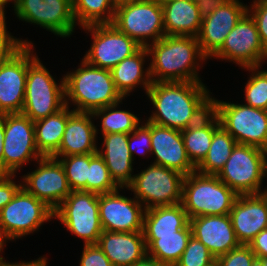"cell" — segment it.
I'll use <instances>...</instances> for the list:
<instances>
[{
    "instance_id": "836d02e7",
    "label": "cell",
    "mask_w": 267,
    "mask_h": 266,
    "mask_svg": "<svg viewBox=\"0 0 267 266\" xmlns=\"http://www.w3.org/2000/svg\"><path fill=\"white\" fill-rule=\"evenodd\" d=\"M120 103L117 102L92 112L93 118H101L102 135L114 133L130 134L140 124L139 118L132 112L116 109L119 108Z\"/></svg>"
},
{
    "instance_id": "680465c9",
    "label": "cell",
    "mask_w": 267,
    "mask_h": 266,
    "mask_svg": "<svg viewBox=\"0 0 267 266\" xmlns=\"http://www.w3.org/2000/svg\"><path fill=\"white\" fill-rule=\"evenodd\" d=\"M265 177H267V151H266V168H265Z\"/></svg>"
},
{
    "instance_id": "91938a15",
    "label": "cell",
    "mask_w": 267,
    "mask_h": 266,
    "mask_svg": "<svg viewBox=\"0 0 267 266\" xmlns=\"http://www.w3.org/2000/svg\"><path fill=\"white\" fill-rule=\"evenodd\" d=\"M160 1H174V0H160ZM186 1H192V2H195V0H186Z\"/></svg>"
},
{
    "instance_id": "3957f363",
    "label": "cell",
    "mask_w": 267,
    "mask_h": 266,
    "mask_svg": "<svg viewBox=\"0 0 267 266\" xmlns=\"http://www.w3.org/2000/svg\"><path fill=\"white\" fill-rule=\"evenodd\" d=\"M64 81L65 104H74L75 112L92 113L125 99L115 87L111 70L91 66L83 59L76 70L64 75Z\"/></svg>"
},
{
    "instance_id": "8992f818",
    "label": "cell",
    "mask_w": 267,
    "mask_h": 266,
    "mask_svg": "<svg viewBox=\"0 0 267 266\" xmlns=\"http://www.w3.org/2000/svg\"><path fill=\"white\" fill-rule=\"evenodd\" d=\"M211 110L220 125L236 143L252 145L267 151V110L246 104L211 100Z\"/></svg>"
},
{
    "instance_id": "60d3db41",
    "label": "cell",
    "mask_w": 267,
    "mask_h": 266,
    "mask_svg": "<svg viewBox=\"0 0 267 266\" xmlns=\"http://www.w3.org/2000/svg\"><path fill=\"white\" fill-rule=\"evenodd\" d=\"M247 12L254 19L262 44L267 51V0H253Z\"/></svg>"
},
{
    "instance_id": "6da1fadb",
    "label": "cell",
    "mask_w": 267,
    "mask_h": 266,
    "mask_svg": "<svg viewBox=\"0 0 267 266\" xmlns=\"http://www.w3.org/2000/svg\"><path fill=\"white\" fill-rule=\"evenodd\" d=\"M202 82H152L147 97L155 108L147 121L182 131L211 111L212 96Z\"/></svg>"
},
{
    "instance_id": "db71d44e",
    "label": "cell",
    "mask_w": 267,
    "mask_h": 266,
    "mask_svg": "<svg viewBox=\"0 0 267 266\" xmlns=\"http://www.w3.org/2000/svg\"><path fill=\"white\" fill-rule=\"evenodd\" d=\"M5 11L2 7H0V22H2L6 17H5Z\"/></svg>"
},
{
    "instance_id": "30bf717a",
    "label": "cell",
    "mask_w": 267,
    "mask_h": 266,
    "mask_svg": "<svg viewBox=\"0 0 267 266\" xmlns=\"http://www.w3.org/2000/svg\"><path fill=\"white\" fill-rule=\"evenodd\" d=\"M112 24L142 47L165 36L160 0L118 3Z\"/></svg>"
},
{
    "instance_id": "8fae6325",
    "label": "cell",
    "mask_w": 267,
    "mask_h": 266,
    "mask_svg": "<svg viewBox=\"0 0 267 266\" xmlns=\"http://www.w3.org/2000/svg\"><path fill=\"white\" fill-rule=\"evenodd\" d=\"M53 215L68 231L84 240L83 245L98 243L103 228L97 193L72 191L53 211Z\"/></svg>"
},
{
    "instance_id": "cb8c5ba5",
    "label": "cell",
    "mask_w": 267,
    "mask_h": 266,
    "mask_svg": "<svg viewBox=\"0 0 267 266\" xmlns=\"http://www.w3.org/2000/svg\"><path fill=\"white\" fill-rule=\"evenodd\" d=\"M97 244L114 266H132L147 255L143 232L103 231Z\"/></svg>"
},
{
    "instance_id": "e0dca14e",
    "label": "cell",
    "mask_w": 267,
    "mask_h": 266,
    "mask_svg": "<svg viewBox=\"0 0 267 266\" xmlns=\"http://www.w3.org/2000/svg\"><path fill=\"white\" fill-rule=\"evenodd\" d=\"M33 45H24L0 65V114L21 113L28 65L37 57Z\"/></svg>"
},
{
    "instance_id": "277c9868",
    "label": "cell",
    "mask_w": 267,
    "mask_h": 266,
    "mask_svg": "<svg viewBox=\"0 0 267 266\" xmlns=\"http://www.w3.org/2000/svg\"><path fill=\"white\" fill-rule=\"evenodd\" d=\"M238 195L216 175L198 172L185 176L182 202L189 219L196 216L228 215Z\"/></svg>"
},
{
    "instance_id": "f907efd6",
    "label": "cell",
    "mask_w": 267,
    "mask_h": 266,
    "mask_svg": "<svg viewBox=\"0 0 267 266\" xmlns=\"http://www.w3.org/2000/svg\"><path fill=\"white\" fill-rule=\"evenodd\" d=\"M141 1H148V0H117V3H135Z\"/></svg>"
},
{
    "instance_id": "52a82bcc",
    "label": "cell",
    "mask_w": 267,
    "mask_h": 266,
    "mask_svg": "<svg viewBox=\"0 0 267 266\" xmlns=\"http://www.w3.org/2000/svg\"><path fill=\"white\" fill-rule=\"evenodd\" d=\"M184 178L178 171L151 163L133 176L126 189L134 192L145 209L173 206L182 202Z\"/></svg>"
},
{
    "instance_id": "1f68e13d",
    "label": "cell",
    "mask_w": 267,
    "mask_h": 266,
    "mask_svg": "<svg viewBox=\"0 0 267 266\" xmlns=\"http://www.w3.org/2000/svg\"><path fill=\"white\" fill-rule=\"evenodd\" d=\"M235 139L221 125L214 131L210 148L196 172L204 175H217L232 154Z\"/></svg>"
},
{
    "instance_id": "ffe728a7",
    "label": "cell",
    "mask_w": 267,
    "mask_h": 266,
    "mask_svg": "<svg viewBox=\"0 0 267 266\" xmlns=\"http://www.w3.org/2000/svg\"><path fill=\"white\" fill-rule=\"evenodd\" d=\"M151 146L156 165L180 172L184 176L196 171L184 147L181 131L151 122Z\"/></svg>"
},
{
    "instance_id": "f546056e",
    "label": "cell",
    "mask_w": 267,
    "mask_h": 266,
    "mask_svg": "<svg viewBox=\"0 0 267 266\" xmlns=\"http://www.w3.org/2000/svg\"><path fill=\"white\" fill-rule=\"evenodd\" d=\"M73 112L65 106L57 113L34 122L37 150L43 157L52 156L59 149L68 117Z\"/></svg>"
},
{
    "instance_id": "f35d334b",
    "label": "cell",
    "mask_w": 267,
    "mask_h": 266,
    "mask_svg": "<svg viewBox=\"0 0 267 266\" xmlns=\"http://www.w3.org/2000/svg\"><path fill=\"white\" fill-rule=\"evenodd\" d=\"M136 145V146H135ZM141 146V147H140ZM128 149L132 154L133 160L134 154L143 155L151 153V122L146 121L145 124H139L135 130L128 135Z\"/></svg>"
},
{
    "instance_id": "8d00e7d4",
    "label": "cell",
    "mask_w": 267,
    "mask_h": 266,
    "mask_svg": "<svg viewBox=\"0 0 267 266\" xmlns=\"http://www.w3.org/2000/svg\"><path fill=\"white\" fill-rule=\"evenodd\" d=\"M252 72L245 85V103L248 106L267 110V74L260 67H246Z\"/></svg>"
},
{
    "instance_id": "9c48e42d",
    "label": "cell",
    "mask_w": 267,
    "mask_h": 266,
    "mask_svg": "<svg viewBox=\"0 0 267 266\" xmlns=\"http://www.w3.org/2000/svg\"><path fill=\"white\" fill-rule=\"evenodd\" d=\"M265 168L266 150L236 143L216 176L237 195L260 194L263 179L266 178Z\"/></svg>"
},
{
    "instance_id": "f5cc1de1",
    "label": "cell",
    "mask_w": 267,
    "mask_h": 266,
    "mask_svg": "<svg viewBox=\"0 0 267 266\" xmlns=\"http://www.w3.org/2000/svg\"><path fill=\"white\" fill-rule=\"evenodd\" d=\"M3 246H5V244L2 241H0V253H1V251H3L2 249H4ZM1 256L2 255L0 254V265L5 260V258L4 257H1Z\"/></svg>"
},
{
    "instance_id": "f6af8a7d",
    "label": "cell",
    "mask_w": 267,
    "mask_h": 266,
    "mask_svg": "<svg viewBox=\"0 0 267 266\" xmlns=\"http://www.w3.org/2000/svg\"><path fill=\"white\" fill-rule=\"evenodd\" d=\"M249 246L256 258H267V229L258 233Z\"/></svg>"
},
{
    "instance_id": "7a4b0ae2",
    "label": "cell",
    "mask_w": 267,
    "mask_h": 266,
    "mask_svg": "<svg viewBox=\"0 0 267 266\" xmlns=\"http://www.w3.org/2000/svg\"><path fill=\"white\" fill-rule=\"evenodd\" d=\"M147 49L152 58L149 59L152 82H202L198 68L208 58L202 53L197 37L165 35Z\"/></svg>"
},
{
    "instance_id": "11a10c76",
    "label": "cell",
    "mask_w": 267,
    "mask_h": 266,
    "mask_svg": "<svg viewBox=\"0 0 267 266\" xmlns=\"http://www.w3.org/2000/svg\"><path fill=\"white\" fill-rule=\"evenodd\" d=\"M266 188V189H265ZM264 189L262 188V191H261V195L265 198V200L267 201V187H265Z\"/></svg>"
},
{
    "instance_id": "83f0119b",
    "label": "cell",
    "mask_w": 267,
    "mask_h": 266,
    "mask_svg": "<svg viewBox=\"0 0 267 266\" xmlns=\"http://www.w3.org/2000/svg\"><path fill=\"white\" fill-rule=\"evenodd\" d=\"M190 223V219L183 205L154 207L146 209L144 213V236L177 235Z\"/></svg>"
},
{
    "instance_id": "6f0895ef",
    "label": "cell",
    "mask_w": 267,
    "mask_h": 266,
    "mask_svg": "<svg viewBox=\"0 0 267 266\" xmlns=\"http://www.w3.org/2000/svg\"><path fill=\"white\" fill-rule=\"evenodd\" d=\"M262 263H263V266H267V258H259Z\"/></svg>"
},
{
    "instance_id": "d590c367",
    "label": "cell",
    "mask_w": 267,
    "mask_h": 266,
    "mask_svg": "<svg viewBox=\"0 0 267 266\" xmlns=\"http://www.w3.org/2000/svg\"><path fill=\"white\" fill-rule=\"evenodd\" d=\"M62 164L72 191H87L89 154L53 157Z\"/></svg>"
},
{
    "instance_id": "5bb4252c",
    "label": "cell",
    "mask_w": 267,
    "mask_h": 266,
    "mask_svg": "<svg viewBox=\"0 0 267 266\" xmlns=\"http://www.w3.org/2000/svg\"><path fill=\"white\" fill-rule=\"evenodd\" d=\"M236 63L241 68L262 67L267 51L261 42L256 23L246 12L226 36L222 47L212 56Z\"/></svg>"
},
{
    "instance_id": "d6986e66",
    "label": "cell",
    "mask_w": 267,
    "mask_h": 266,
    "mask_svg": "<svg viewBox=\"0 0 267 266\" xmlns=\"http://www.w3.org/2000/svg\"><path fill=\"white\" fill-rule=\"evenodd\" d=\"M229 0L202 19L197 40L202 53L209 59L222 47L226 36L247 12V4Z\"/></svg>"
},
{
    "instance_id": "b9f144b4",
    "label": "cell",
    "mask_w": 267,
    "mask_h": 266,
    "mask_svg": "<svg viewBox=\"0 0 267 266\" xmlns=\"http://www.w3.org/2000/svg\"><path fill=\"white\" fill-rule=\"evenodd\" d=\"M6 18L0 22V56H13L24 45H33L31 41L20 40L8 33Z\"/></svg>"
},
{
    "instance_id": "816d5d0a",
    "label": "cell",
    "mask_w": 267,
    "mask_h": 266,
    "mask_svg": "<svg viewBox=\"0 0 267 266\" xmlns=\"http://www.w3.org/2000/svg\"><path fill=\"white\" fill-rule=\"evenodd\" d=\"M251 266H263V263L259 258H255Z\"/></svg>"
},
{
    "instance_id": "603a6c76",
    "label": "cell",
    "mask_w": 267,
    "mask_h": 266,
    "mask_svg": "<svg viewBox=\"0 0 267 266\" xmlns=\"http://www.w3.org/2000/svg\"><path fill=\"white\" fill-rule=\"evenodd\" d=\"M92 113L73 112L67 120L59 149L51 157L97 153V126Z\"/></svg>"
},
{
    "instance_id": "9f6ffc18",
    "label": "cell",
    "mask_w": 267,
    "mask_h": 266,
    "mask_svg": "<svg viewBox=\"0 0 267 266\" xmlns=\"http://www.w3.org/2000/svg\"><path fill=\"white\" fill-rule=\"evenodd\" d=\"M12 56H0V65L5 61L10 59Z\"/></svg>"
},
{
    "instance_id": "c3c4849f",
    "label": "cell",
    "mask_w": 267,
    "mask_h": 266,
    "mask_svg": "<svg viewBox=\"0 0 267 266\" xmlns=\"http://www.w3.org/2000/svg\"><path fill=\"white\" fill-rule=\"evenodd\" d=\"M3 141H4V114H0V173H2Z\"/></svg>"
},
{
    "instance_id": "7bdbcfd3",
    "label": "cell",
    "mask_w": 267,
    "mask_h": 266,
    "mask_svg": "<svg viewBox=\"0 0 267 266\" xmlns=\"http://www.w3.org/2000/svg\"><path fill=\"white\" fill-rule=\"evenodd\" d=\"M80 266H114L98 244L84 245Z\"/></svg>"
},
{
    "instance_id": "681fc988",
    "label": "cell",
    "mask_w": 267,
    "mask_h": 266,
    "mask_svg": "<svg viewBox=\"0 0 267 266\" xmlns=\"http://www.w3.org/2000/svg\"><path fill=\"white\" fill-rule=\"evenodd\" d=\"M8 2L13 3L14 4L13 8L15 9L16 8V5L18 3V0H0V7H2L4 10H6L5 9V6H7V4H10Z\"/></svg>"
},
{
    "instance_id": "4fadbf2b",
    "label": "cell",
    "mask_w": 267,
    "mask_h": 266,
    "mask_svg": "<svg viewBox=\"0 0 267 266\" xmlns=\"http://www.w3.org/2000/svg\"><path fill=\"white\" fill-rule=\"evenodd\" d=\"M82 29L90 32L93 39L83 60L94 67L111 70L142 47L113 24H94Z\"/></svg>"
},
{
    "instance_id": "ab89813d",
    "label": "cell",
    "mask_w": 267,
    "mask_h": 266,
    "mask_svg": "<svg viewBox=\"0 0 267 266\" xmlns=\"http://www.w3.org/2000/svg\"><path fill=\"white\" fill-rule=\"evenodd\" d=\"M256 258L249 245L240 244L228 253L218 257V266H251Z\"/></svg>"
},
{
    "instance_id": "ac0fdd59",
    "label": "cell",
    "mask_w": 267,
    "mask_h": 266,
    "mask_svg": "<svg viewBox=\"0 0 267 266\" xmlns=\"http://www.w3.org/2000/svg\"><path fill=\"white\" fill-rule=\"evenodd\" d=\"M98 194L99 216L103 231L143 232L144 206L134 197L128 198L119 190Z\"/></svg>"
},
{
    "instance_id": "7402d4cb",
    "label": "cell",
    "mask_w": 267,
    "mask_h": 266,
    "mask_svg": "<svg viewBox=\"0 0 267 266\" xmlns=\"http://www.w3.org/2000/svg\"><path fill=\"white\" fill-rule=\"evenodd\" d=\"M192 236L217 259L238 247L230 215L196 216L190 219Z\"/></svg>"
},
{
    "instance_id": "e575fe53",
    "label": "cell",
    "mask_w": 267,
    "mask_h": 266,
    "mask_svg": "<svg viewBox=\"0 0 267 266\" xmlns=\"http://www.w3.org/2000/svg\"><path fill=\"white\" fill-rule=\"evenodd\" d=\"M120 188L112 179L104 159L98 153L89 154L87 191L104 194Z\"/></svg>"
},
{
    "instance_id": "2e32d148",
    "label": "cell",
    "mask_w": 267,
    "mask_h": 266,
    "mask_svg": "<svg viewBox=\"0 0 267 266\" xmlns=\"http://www.w3.org/2000/svg\"><path fill=\"white\" fill-rule=\"evenodd\" d=\"M37 164L35 170L22 176V187L54 211L72 190L58 159L42 157Z\"/></svg>"
},
{
    "instance_id": "9a60e30c",
    "label": "cell",
    "mask_w": 267,
    "mask_h": 266,
    "mask_svg": "<svg viewBox=\"0 0 267 266\" xmlns=\"http://www.w3.org/2000/svg\"><path fill=\"white\" fill-rule=\"evenodd\" d=\"M17 19L36 24L62 38L72 35L76 21L72 0H18Z\"/></svg>"
},
{
    "instance_id": "4dcf8cb0",
    "label": "cell",
    "mask_w": 267,
    "mask_h": 266,
    "mask_svg": "<svg viewBox=\"0 0 267 266\" xmlns=\"http://www.w3.org/2000/svg\"><path fill=\"white\" fill-rule=\"evenodd\" d=\"M192 229L190 223L177 232V235L144 236L147 256L159 260L169 266H175L183 254Z\"/></svg>"
},
{
    "instance_id": "4316f807",
    "label": "cell",
    "mask_w": 267,
    "mask_h": 266,
    "mask_svg": "<svg viewBox=\"0 0 267 266\" xmlns=\"http://www.w3.org/2000/svg\"><path fill=\"white\" fill-rule=\"evenodd\" d=\"M149 58V53L147 47H141L132 56L125 58L119 64L111 69L112 78L116 89L125 98L129 96V93L134 91L136 87L141 86L148 91L152 84L150 78V69L144 68L145 59ZM145 70V71H144Z\"/></svg>"
},
{
    "instance_id": "5b68a950",
    "label": "cell",
    "mask_w": 267,
    "mask_h": 266,
    "mask_svg": "<svg viewBox=\"0 0 267 266\" xmlns=\"http://www.w3.org/2000/svg\"><path fill=\"white\" fill-rule=\"evenodd\" d=\"M57 83L38 56L28 65L25 100L22 114L33 122L63 109L65 104L64 76Z\"/></svg>"
},
{
    "instance_id": "ba28073f",
    "label": "cell",
    "mask_w": 267,
    "mask_h": 266,
    "mask_svg": "<svg viewBox=\"0 0 267 266\" xmlns=\"http://www.w3.org/2000/svg\"><path fill=\"white\" fill-rule=\"evenodd\" d=\"M54 218L53 210L21 187L0 211V241L5 245L30 235Z\"/></svg>"
},
{
    "instance_id": "74e56055",
    "label": "cell",
    "mask_w": 267,
    "mask_h": 266,
    "mask_svg": "<svg viewBox=\"0 0 267 266\" xmlns=\"http://www.w3.org/2000/svg\"><path fill=\"white\" fill-rule=\"evenodd\" d=\"M214 264H216V258L207 247L194 236H191L175 266H213Z\"/></svg>"
},
{
    "instance_id": "d6a6232c",
    "label": "cell",
    "mask_w": 267,
    "mask_h": 266,
    "mask_svg": "<svg viewBox=\"0 0 267 266\" xmlns=\"http://www.w3.org/2000/svg\"><path fill=\"white\" fill-rule=\"evenodd\" d=\"M73 15L80 27L112 24L117 0H72Z\"/></svg>"
},
{
    "instance_id": "d4e9b609",
    "label": "cell",
    "mask_w": 267,
    "mask_h": 266,
    "mask_svg": "<svg viewBox=\"0 0 267 266\" xmlns=\"http://www.w3.org/2000/svg\"><path fill=\"white\" fill-rule=\"evenodd\" d=\"M128 135L114 133L102 135V148L97 153L104 159L109 173L119 187L126 188L133 180V157L128 149Z\"/></svg>"
},
{
    "instance_id": "bcb514c9",
    "label": "cell",
    "mask_w": 267,
    "mask_h": 266,
    "mask_svg": "<svg viewBox=\"0 0 267 266\" xmlns=\"http://www.w3.org/2000/svg\"><path fill=\"white\" fill-rule=\"evenodd\" d=\"M228 1L229 0H195V3L199 9L200 17L203 19Z\"/></svg>"
},
{
    "instance_id": "484cf974",
    "label": "cell",
    "mask_w": 267,
    "mask_h": 266,
    "mask_svg": "<svg viewBox=\"0 0 267 266\" xmlns=\"http://www.w3.org/2000/svg\"><path fill=\"white\" fill-rule=\"evenodd\" d=\"M160 2L165 35L197 37L202 18L195 2L186 0Z\"/></svg>"
},
{
    "instance_id": "f1b7e54d",
    "label": "cell",
    "mask_w": 267,
    "mask_h": 266,
    "mask_svg": "<svg viewBox=\"0 0 267 266\" xmlns=\"http://www.w3.org/2000/svg\"><path fill=\"white\" fill-rule=\"evenodd\" d=\"M219 126V119L211 110L198 123L181 131L187 155L195 167L207 155L214 131Z\"/></svg>"
},
{
    "instance_id": "7c38bea8",
    "label": "cell",
    "mask_w": 267,
    "mask_h": 266,
    "mask_svg": "<svg viewBox=\"0 0 267 266\" xmlns=\"http://www.w3.org/2000/svg\"><path fill=\"white\" fill-rule=\"evenodd\" d=\"M43 156L37 150L34 122L22 113L4 114L2 173L15 174Z\"/></svg>"
},
{
    "instance_id": "ee69618b",
    "label": "cell",
    "mask_w": 267,
    "mask_h": 266,
    "mask_svg": "<svg viewBox=\"0 0 267 266\" xmlns=\"http://www.w3.org/2000/svg\"><path fill=\"white\" fill-rule=\"evenodd\" d=\"M16 174H5L0 173V211L5 207L17 193V191L22 187V182L16 184L13 180Z\"/></svg>"
},
{
    "instance_id": "44dd1931",
    "label": "cell",
    "mask_w": 267,
    "mask_h": 266,
    "mask_svg": "<svg viewBox=\"0 0 267 266\" xmlns=\"http://www.w3.org/2000/svg\"><path fill=\"white\" fill-rule=\"evenodd\" d=\"M229 215L240 244L249 245L267 229V201L261 194L238 195Z\"/></svg>"
},
{
    "instance_id": "7dc6e473",
    "label": "cell",
    "mask_w": 267,
    "mask_h": 266,
    "mask_svg": "<svg viewBox=\"0 0 267 266\" xmlns=\"http://www.w3.org/2000/svg\"><path fill=\"white\" fill-rule=\"evenodd\" d=\"M132 266H169V265L146 255L142 260L138 261Z\"/></svg>"
}]
</instances>
